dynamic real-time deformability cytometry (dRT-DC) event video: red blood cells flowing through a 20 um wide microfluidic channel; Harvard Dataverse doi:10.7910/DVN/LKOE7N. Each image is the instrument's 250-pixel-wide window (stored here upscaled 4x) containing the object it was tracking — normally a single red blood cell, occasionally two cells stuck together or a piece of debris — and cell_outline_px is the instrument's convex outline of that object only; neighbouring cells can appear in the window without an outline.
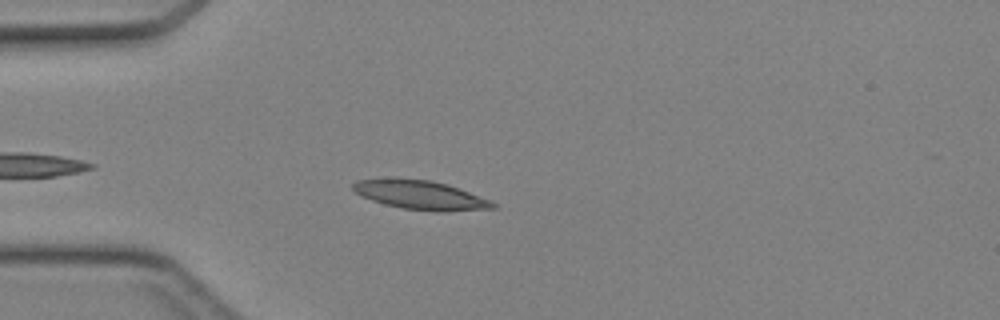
{"species": "Egyptian fruit bat (a non-hibernating species)", "species_latin": "Rousettus aegyptiacus", "temperature_condition": "cold", "stored_images_in_passage": 29, "camera_frame_rate_fps": 3000, "um_per_image_px": 0.085, "animal": {"sex": "female"}, "frame": {"image": 1, "passage_image": 4, "time_ms": 1.0, "image_size_px": [1000, 320], "cell_outline_px": [[496, 208], [440, 212], [436, 212], [400, 208], [384, 204], [360, 196], [352, 188], [352, 184], [356, 180], [392, 176], [396, 176], [432, 180], [448, 184], [460, 188], [488, 200], [496, 204]], "centroid_in_image_um": [35.66, 16.54], "position_along_channel_um": 49.3, "area_um2": 24.28}}
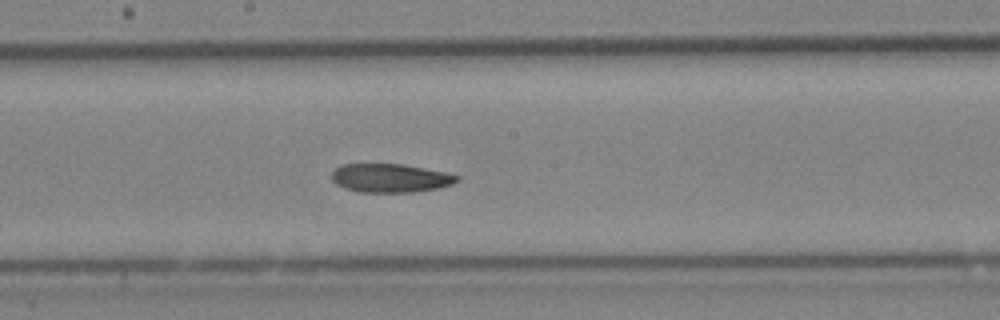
{"frame": {"image": 2, "passage_image": 16, "time_ms": 5.0, "image_size_px": [1000, 320], "cell_outline_px": [[460, 180], [452, 184], [436, 188], [416, 192], [360, 192], [344, 188], [336, 184], [332, 180], [332, 172], [340, 164], [404, 164], [444, 172], [460, 176]], "centroid_in_image_um": [33.17, 15.13], "position_along_channel_um": 215.0, "area_um2": 20.92}}
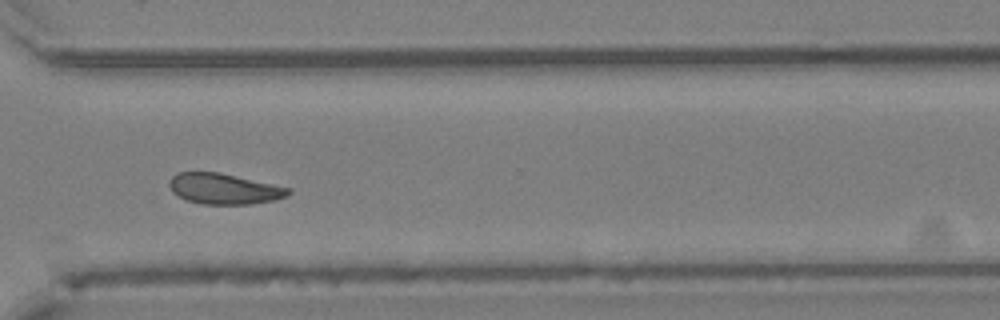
{"frame": {"image": 3, "passage_image": 25, "time_ms": 8.0, "image_size_px": [1000, 320], "cell_outline_px": [[292, 192], [288, 196], [272, 200], [252, 204], [200, 204], [188, 200], [172, 192], [168, 184], [168, 180], [176, 172], [220, 172], [292, 188]], "centroid_in_image_um": [19.05, 16.04], "position_along_channel_um": 351.5, "area_um2": 21.44}}